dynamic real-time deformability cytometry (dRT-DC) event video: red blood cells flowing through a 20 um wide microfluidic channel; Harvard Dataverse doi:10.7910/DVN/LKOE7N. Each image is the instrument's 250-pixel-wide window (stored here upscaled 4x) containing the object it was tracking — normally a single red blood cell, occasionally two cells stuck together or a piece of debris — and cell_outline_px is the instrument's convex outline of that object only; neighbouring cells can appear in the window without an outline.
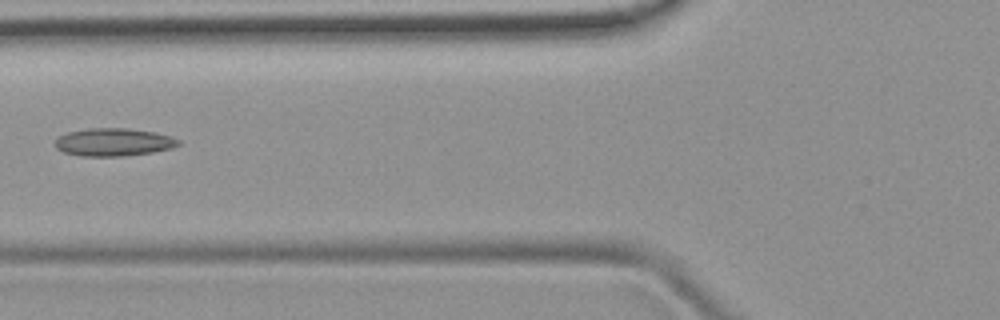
{"species": "common noctule bat (a hibernating species)", "species_latin": "Nyctalus noctula", "temperature_condition": "room temperature", "stored_images_in_passage": 2, "camera_frame_rate_fps": 3000, "um_per_image_px": 0.085, "animal": {"sex": "female", "body_mass_g": 19.9}, "frame": {"image": 1, "passage_image": 2, "time_ms": 1.333, "image_size_px": [1000, 320], "cell_outline_px": [[180, 144], [172, 148], [152, 152], [120, 156], [80, 156], [64, 152], [56, 148], [52, 144], [60, 136], [68, 132], [88, 128], [128, 128], [152, 132], [172, 136], [180, 140]], "centroid_in_image_um": [9.64, 12.08], "position_along_channel_um": 116.2, "area_um2": 20.0}}